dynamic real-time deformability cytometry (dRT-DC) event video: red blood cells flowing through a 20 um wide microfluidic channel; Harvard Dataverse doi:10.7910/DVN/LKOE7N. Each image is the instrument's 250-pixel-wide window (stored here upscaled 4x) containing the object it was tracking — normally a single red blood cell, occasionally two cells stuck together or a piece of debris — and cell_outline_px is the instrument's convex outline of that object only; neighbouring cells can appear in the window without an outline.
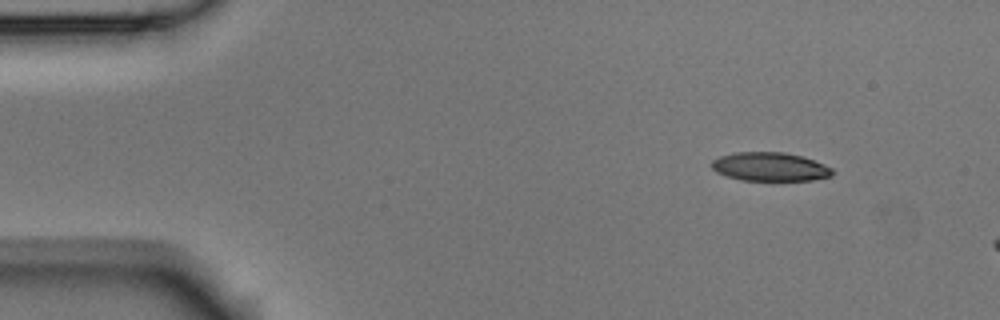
{"species": "Egyptian fruit bat (a non-hibernating species)", "species_latin": "Rousettus aegyptiacus", "temperature_condition": "room temperature", "stored_images_in_passage": 5, "camera_frame_rate_fps": 3000, "um_per_image_px": 0.085, "animal": {"sex": "male"}, "frame": {"image": 1, "passage_image": 2, "time_ms": 0.333, "image_size_px": [1000, 320], "cell_outline_px": [[836, 172], [832, 176], [812, 180], [740, 180], [716, 172], [712, 168], [712, 160], [720, 156], [736, 152], [784, 152], [800, 156], [824, 164], [832, 168]], "centroid_in_image_um": [65.46, 14.17], "position_along_channel_um": 19.5, "area_um2": 20.11}}